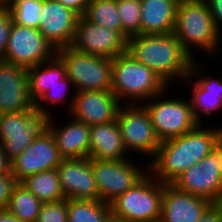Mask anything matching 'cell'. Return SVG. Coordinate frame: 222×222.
I'll list each match as a JSON object with an SVG mask.
<instances>
[{"label":"cell","mask_w":222,"mask_h":222,"mask_svg":"<svg viewBox=\"0 0 222 222\" xmlns=\"http://www.w3.org/2000/svg\"><path fill=\"white\" fill-rule=\"evenodd\" d=\"M70 88L72 87H70L69 85H55L35 102V109L39 113L51 115V111H48L50 109H48L47 106L45 107V104L57 103V105H59L58 103H62L63 101L66 102V100L68 101L69 99L65 96L67 95V89L69 91Z\"/></svg>","instance_id":"obj_32"},{"label":"cell","mask_w":222,"mask_h":222,"mask_svg":"<svg viewBox=\"0 0 222 222\" xmlns=\"http://www.w3.org/2000/svg\"><path fill=\"white\" fill-rule=\"evenodd\" d=\"M83 17L91 23L118 31L122 35L117 0H90Z\"/></svg>","instance_id":"obj_28"},{"label":"cell","mask_w":222,"mask_h":222,"mask_svg":"<svg viewBox=\"0 0 222 222\" xmlns=\"http://www.w3.org/2000/svg\"><path fill=\"white\" fill-rule=\"evenodd\" d=\"M180 0H141L140 34L173 32Z\"/></svg>","instance_id":"obj_23"},{"label":"cell","mask_w":222,"mask_h":222,"mask_svg":"<svg viewBox=\"0 0 222 222\" xmlns=\"http://www.w3.org/2000/svg\"><path fill=\"white\" fill-rule=\"evenodd\" d=\"M63 6L73 10L79 16H83L90 0H57Z\"/></svg>","instance_id":"obj_37"},{"label":"cell","mask_w":222,"mask_h":222,"mask_svg":"<svg viewBox=\"0 0 222 222\" xmlns=\"http://www.w3.org/2000/svg\"><path fill=\"white\" fill-rule=\"evenodd\" d=\"M27 68L0 59V114L33 110Z\"/></svg>","instance_id":"obj_16"},{"label":"cell","mask_w":222,"mask_h":222,"mask_svg":"<svg viewBox=\"0 0 222 222\" xmlns=\"http://www.w3.org/2000/svg\"><path fill=\"white\" fill-rule=\"evenodd\" d=\"M13 0H0V4L6 5L8 2H11Z\"/></svg>","instance_id":"obj_41"},{"label":"cell","mask_w":222,"mask_h":222,"mask_svg":"<svg viewBox=\"0 0 222 222\" xmlns=\"http://www.w3.org/2000/svg\"><path fill=\"white\" fill-rule=\"evenodd\" d=\"M198 222H222V202L212 203Z\"/></svg>","instance_id":"obj_35"},{"label":"cell","mask_w":222,"mask_h":222,"mask_svg":"<svg viewBox=\"0 0 222 222\" xmlns=\"http://www.w3.org/2000/svg\"><path fill=\"white\" fill-rule=\"evenodd\" d=\"M180 191L222 202V137L199 164L189 167L172 183Z\"/></svg>","instance_id":"obj_8"},{"label":"cell","mask_w":222,"mask_h":222,"mask_svg":"<svg viewBox=\"0 0 222 222\" xmlns=\"http://www.w3.org/2000/svg\"><path fill=\"white\" fill-rule=\"evenodd\" d=\"M56 170L66 199L100 200L91 158L63 159Z\"/></svg>","instance_id":"obj_18"},{"label":"cell","mask_w":222,"mask_h":222,"mask_svg":"<svg viewBox=\"0 0 222 222\" xmlns=\"http://www.w3.org/2000/svg\"><path fill=\"white\" fill-rule=\"evenodd\" d=\"M55 55L56 49L38 28L12 23L8 45L1 60L28 69L51 60Z\"/></svg>","instance_id":"obj_11"},{"label":"cell","mask_w":222,"mask_h":222,"mask_svg":"<svg viewBox=\"0 0 222 222\" xmlns=\"http://www.w3.org/2000/svg\"><path fill=\"white\" fill-rule=\"evenodd\" d=\"M196 61L192 62L190 73L184 80H186L185 82L189 80L188 85L192 89L190 102L194 117L199 124H203V115L209 116L215 113L216 110L222 109V79L210 78V76H205L204 78L199 75L198 80H194V78L197 79L196 76L201 72L199 71V64H197L199 62Z\"/></svg>","instance_id":"obj_20"},{"label":"cell","mask_w":222,"mask_h":222,"mask_svg":"<svg viewBox=\"0 0 222 222\" xmlns=\"http://www.w3.org/2000/svg\"><path fill=\"white\" fill-rule=\"evenodd\" d=\"M36 222H68L67 199L43 203Z\"/></svg>","instance_id":"obj_31"},{"label":"cell","mask_w":222,"mask_h":222,"mask_svg":"<svg viewBox=\"0 0 222 222\" xmlns=\"http://www.w3.org/2000/svg\"><path fill=\"white\" fill-rule=\"evenodd\" d=\"M51 116L49 130L54 136L58 151L63 159L89 158L90 126L71 118L72 121L58 128Z\"/></svg>","instance_id":"obj_21"},{"label":"cell","mask_w":222,"mask_h":222,"mask_svg":"<svg viewBox=\"0 0 222 222\" xmlns=\"http://www.w3.org/2000/svg\"><path fill=\"white\" fill-rule=\"evenodd\" d=\"M221 33L205 0H180L173 34L194 60L193 47L208 55L216 54Z\"/></svg>","instance_id":"obj_3"},{"label":"cell","mask_w":222,"mask_h":222,"mask_svg":"<svg viewBox=\"0 0 222 222\" xmlns=\"http://www.w3.org/2000/svg\"><path fill=\"white\" fill-rule=\"evenodd\" d=\"M118 15L122 24V36L140 35L141 0H117Z\"/></svg>","instance_id":"obj_30"},{"label":"cell","mask_w":222,"mask_h":222,"mask_svg":"<svg viewBox=\"0 0 222 222\" xmlns=\"http://www.w3.org/2000/svg\"><path fill=\"white\" fill-rule=\"evenodd\" d=\"M11 26L12 21L7 6L0 4V59L5 54Z\"/></svg>","instance_id":"obj_33"},{"label":"cell","mask_w":222,"mask_h":222,"mask_svg":"<svg viewBox=\"0 0 222 222\" xmlns=\"http://www.w3.org/2000/svg\"><path fill=\"white\" fill-rule=\"evenodd\" d=\"M73 82L74 91H108L112 84V58L80 53L70 46L56 50Z\"/></svg>","instance_id":"obj_6"},{"label":"cell","mask_w":222,"mask_h":222,"mask_svg":"<svg viewBox=\"0 0 222 222\" xmlns=\"http://www.w3.org/2000/svg\"><path fill=\"white\" fill-rule=\"evenodd\" d=\"M106 222H129V221H127L126 219H122V218L116 217V216L111 214L107 218Z\"/></svg>","instance_id":"obj_40"},{"label":"cell","mask_w":222,"mask_h":222,"mask_svg":"<svg viewBox=\"0 0 222 222\" xmlns=\"http://www.w3.org/2000/svg\"><path fill=\"white\" fill-rule=\"evenodd\" d=\"M6 6L12 23L39 28L41 23L39 14L43 9V0H13Z\"/></svg>","instance_id":"obj_29"},{"label":"cell","mask_w":222,"mask_h":222,"mask_svg":"<svg viewBox=\"0 0 222 222\" xmlns=\"http://www.w3.org/2000/svg\"><path fill=\"white\" fill-rule=\"evenodd\" d=\"M117 121L90 126L89 158L98 160L128 159Z\"/></svg>","instance_id":"obj_22"},{"label":"cell","mask_w":222,"mask_h":222,"mask_svg":"<svg viewBox=\"0 0 222 222\" xmlns=\"http://www.w3.org/2000/svg\"><path fill=\"white\" fill-rule=\"evenodd\" d=\"M167 93L168 90L147 100L148 103L141 104L147 110L160 141L181 136L199 124L194 117L190 99H169L165 96Z\"/></svg>","instance_id":"obj_9"},{"label":"cell","mask_w":222,"mask_h":222,"mask_svg":"<svg viewBox=\"0 0 222 222\" xmlns=\"http://www.w3.org/2000/svg\"><path fill=\"white\" fill-rule=\"evenodd\" d=\"M42 203L65 199L56 169L38 172L20 182Z\"/></svg>","instance_id":"obj_25"},{"label":"cell","mask_w":222,"mask_h":222,"mask_svg":"<svg viewBox=\"0 0 222 222\" xmlns=\"http://www.w3.org/2000/svg\"><path fill=\"white\" fill-rule=\"evenodd\" d=\"M211 12L212 19L222 31V0H205Z\"/></svg>","instance_id":"obj_36"},{"label":"cell","mask_w":222,"mask_h":222,"mask_svg":"<svg viewBox=\"0 0 222 222\" xmlns=\"http://www.w3.org/2000/svg\"><path fill=\"white\" fill-rule=\"evenodd\" d=\"M42 204L34 194L18 182L6 208L21 221L36 222Z\"/></svg>","instance_id":"obj_27"},{"label":"cell","mask_w":222,"mask_h":222,"mask_svg":"<svg viewBox=\"0 0 222 222\" xmlns=\"http://www.w3.org/2000/svg\"><path fill=\"white\" fill-rule=\"evenodd\" d=\"M30 96L35 103L43 94L55 85H72L66 75L65 66L55 55L51 60L27 69Z\"/></svg>","instance_id":"obj_24"},{"label":"cell","mask_w":222,"mask_h":222,"mask_svg":"<svg viewBox=\"0 0 222 222\" xmlns=\"http://www.w3.org/2000/svg\"><path fill=\"white\" fill-rule=\"evenodd\" d=\"M71 101L66 102L71 118L88 126L106 124L117 120L122 106L120 100L111 91H73Z\"/></svg>","instance_id":"obj_14"},{"label":"cell","mask_w":222,"mask_h":222,"mask_svg":"<svg viewBox=\"0 0 222 222\" xmlns=\"http://www.w3.org/2000/svg\"><path fill=\"white\" fill-rule=\"evenodd\" d=\"M167 89L169 86L161 77L128 52L112 58L111 91L122 104H126L123 100H128V105H139Z\"/></svg>","instance_id":"obj_4"},{"label":"cell","mask_w":222,"mask_h":222,"mask_svg":"<svg viewBox=\"0 0 222 222\" xmlns=\"http://www.w3.org/2000/svg\"><path fill=\"white\" fill-rule=\"evenodd\" d=\"M70 47L83 54L115 58L127 52V40L118 31L79 16Z\"/></svg>","instance_id":"obj_13"},{"label":"cell","mask_w":222,"mask_h":222,"mask_svg":"<svg viewBox=\"0 0 222 222\" xmlns=\"http://www.w3.org/2000/svg\"><path fill=\"white\" fill-rule=\"evenodd\" d=\"M0 222H24L14 216L7 208H0Z\"/></svg>","instance_id":"obj_39"},{"label":"cell","mask_w":222,"mask_h":222,"mask_svg":"<svg viewBox=\"0 0 222 222\" xmlns=\"http://www.w3.org/2000/svg\"><path fill=\"white\" fill-rule=\"evenodd\" d=\"M17 183L12 174L0 175V208H6L8 206L10 196Z\"/></svg>","instance_id":"obj_34"},{"label":"cell","mask_w":222,"mask_h":222,"mask_svg":"<svg viewBox=\"0 0 222 222\" xmlns=\"http://www.w3.org/2000/svg\"><path fill=\"white\" fill-rule=\"evenodd\" d=\"M123 143L127 153L155 156L161 141L158 138L147 110L139 104H129L120 107L117 120ZM136 151V152H135Z\"/></svg>","instance_id":"obj_12"},{"label":"cell","mask_w":222,"mask_h":222,"mask_svg":"<svg viewBox=\"0 0 222 222\" xmlns=\"http://www.w3.org/2000/svg\"><path fill=\"white\" fill-rule=\"evenodd\" d=\"M127 52L155 72L168 86L175 79H185L194 61L173 32L129 37Z\"/></svg>","instance_id":"obj_2"},{"label":"cell","mask_w":222,"mask_h":222,"mask_svg":"<svg viewBox=\"0 0 222 222\" xmlns=\"http://www.w3.org/2000/svg\"><path fill=\"white\" fill-rule=\"evenodd\" d=\"M110 204L101 200L67 199L68 222H106Z\"/></svg>","instance_id":"obj_26"},{"label":"cell","mask_w":222,"mask_h":222,"mask_svg":"<svg viewBox=\"0 0 222 222\" xmlns=\"http://www.w3.org/2000/svg\"><path fill=\"white\" fill-rule=\"evenodd\" d=\"M211 204L204 198L164 183L159 222H198Z\"/></svg>","instance_id":"obj_19"},{"label":"cell","mask_w":222,"mask_h":222,"mask_svg":"<svg viewBox=\"0 0 222 222\" xmlns=\"http://www.w3.org/2000/svg\"><path fill=\"white\" fill-rule=\"evenodd\" d=\"M164 183L149 172L110 203L111 214L129 222H159Z\"/></svg>","instance_id":"obj_5"},{"label":"cell","mask_w":222,"mask_h":222,"mask_svg":"<svg viewBox=\"0 0 222 222\" xmlns=\"http://www.w3.org/2000/svg\"><path fill=\"white\" fill-rule=\"evenodd\" d=\"M39 31L56 49L72 43L79 15L57 0H43Z\"/></svg>","instance_id":"obj_17"},{"label":"cell","mask_w":222,"mask_h":222,"mask_svg":"<svg viewBox=\"0 0 222 222\" xmlns=\"http://www.w3.org/2000/svg\"><path fill=\"white\" fill-rule=\"evenodd\" d=\"M62 160L54 136L48 130L11 161V173L21 182L27 176L56 169Z\"/></svg>","instance_id":"obj_15"},{"label":"cell","mask_w":222,"mask_h":222,"mask_svg":"<svg viewBox=\"0 0 222 222\" xmlns=\"http://www.w3.org/2000/svg\"><path fill=\"white\" fill-rule=\"evenodd\" d=\"M51 116L39 113L35 108L0 114V145L10 161L49 130Z\"/></svg>","instance_id":"obj_7"},{"label":"cell","mask_w":222,"mask_h":222,"mask_svg":"<svg viewBox=\"0 0 222 222\" xmlns=\"http://www.w3.org/2000/svg\"><path fill=\"white\" fill-rule=\"evenodd\" d=\"M91 166L100 200L110 204L137 184L149 171L143 170L132 160H98L91 158ZM147 167V168H146Z\"/></svg>","instance_id":"obj_10"},{"label":"cell","mask_w":222,"mask_h":222,"mask_svg":"<svg viewBox=\"0 0 222 222\" xmlns=\"http://www.w3.org/2000/svg\"><path fill=\"white\" fill-rule=\"evenodd\" d=\"M1 174H12L11 173V161L3 152L0 145V175Z\"/></svg>","instance_id":"obj_38"},{"label":"cell","mask_w":222,"mask_h":222,"mask_svg":"<svg viewBox=\"0 0 222 222\" xmlns=\"http://www.w3.org/2000/svg\"><path fill=\"white\" fill-rule=\"evenodd\" d=\"M198 124L189 132L161 141L148 162L149 173L161 183L172 184L189 167L199 164L222 137V128L206 129Z\"/></svg>","instance_id":"obj_1"}]
</instances>
